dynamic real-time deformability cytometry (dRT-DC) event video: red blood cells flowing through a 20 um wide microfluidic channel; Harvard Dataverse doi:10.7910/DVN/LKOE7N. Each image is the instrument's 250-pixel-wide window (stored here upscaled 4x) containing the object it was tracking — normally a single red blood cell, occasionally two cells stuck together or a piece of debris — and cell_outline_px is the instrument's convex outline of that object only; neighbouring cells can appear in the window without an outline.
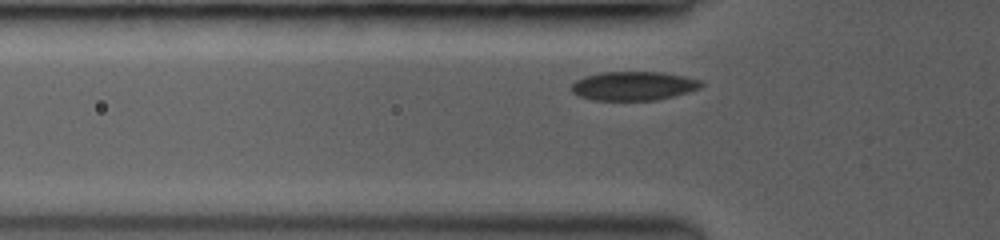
{"species": "common noctule bat (a hibernating species)", "species_latin": "Nyctalus noctula", "temperature_condition": "room temperature", "stored_images_in_passage": 36, "camera_frame_rate_fps": 3500, "um_per_image_px": 0.085, "animal": {"sex": "female", "body_mass_g": 19.0, "forearm_length_mm": 53.3}, "frame": {"image": 1, "passage_image": 5, "time_ms": 1.143, "image_size_px": [1000, 240], "cell_outline_px": [[704, 84], [696, 88], [672, 96], [652, 100], [596, 100], [580, 96], [572, 92], [572, 84], [576, 80], [584, 76], [600, 72], [660, 72], [700, 80]], "centroid_in_image_um": [53.77, 7.29], "position_along_channel_um": 72.0, "area_um2": 21.33}}
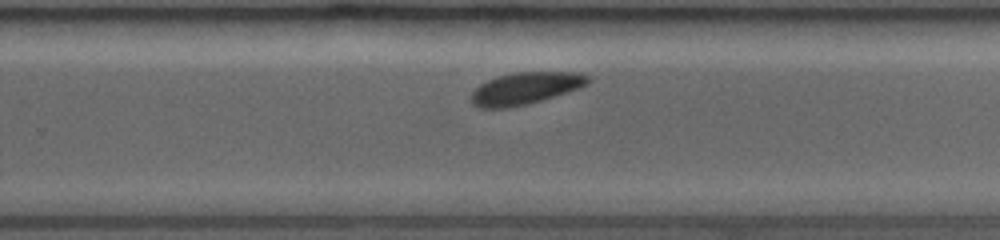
{"frame": {"image": 2, "passage_image": 24, "time_ms": 6.571, "image_size_px": [1000, 240], "cell_outline_px": [[588, 80], [584, 84], [576, 88], [540, 100], [524, 104], [504, 108], [480, 108], [472, 100], [472, 92], [480, 84], [488, 80], [500, 76], [520, 72], [572, 72], [588, 76]], "centroid_in_image_um": [44.59, 7.5], "position_along_channel_um": 285.2, "area_um2": 20.75}}
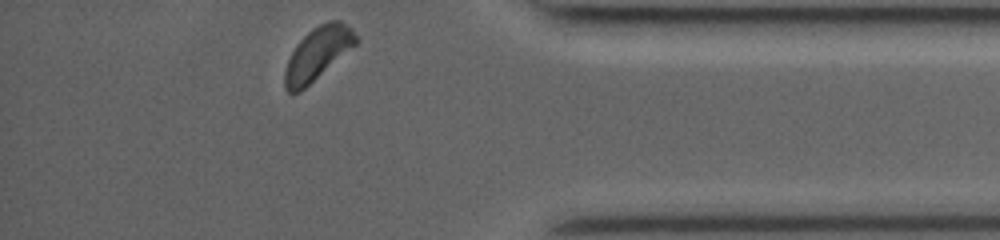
{"frame": {"image": 3, "passage_image": 36, "time_ms": 10.0, "image_size_px": [1000, 240], "cell_outline_px": [[356, 44], [300, 92], [292, 96], [284, 88], [284, 72], [288, 60], [292, 52], [300, 40], [308, 32], [320, 24], [332, 20], [340, 20], [352, 28], [356, 36]], "centroid_in_image_um": [26.96, 4.59], "position_along_channel_um": 408.2, "area_um2": 21.5}, "authors_computed_cell_mechanics": {"area_um2": 21.4149, "velocity_mm_per_s": 3.9421, "shape_relaxation_time_tau1_ms": 1.8155, "shape_relaxation_time_tau2_ms": null, "deformation_change_tau1": 0.0641, "deformation_change_tau2": null}}